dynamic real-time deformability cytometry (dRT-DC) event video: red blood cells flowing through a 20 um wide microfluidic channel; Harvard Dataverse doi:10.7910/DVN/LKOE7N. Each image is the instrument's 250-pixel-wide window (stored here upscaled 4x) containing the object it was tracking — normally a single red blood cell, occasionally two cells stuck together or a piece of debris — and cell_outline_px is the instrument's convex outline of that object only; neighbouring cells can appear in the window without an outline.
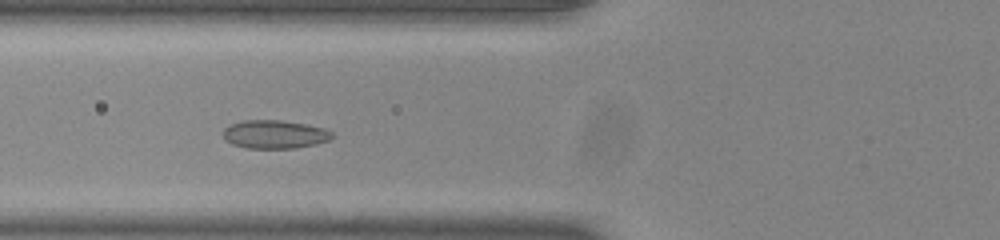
{"species": "common noctule bat (a hibernating species)", "species_latin": "Nyctalus noctula", "temperature_condition": "room temperature", "stored_images_in_passage": 47, "camera_frame_rate_fps": 3000, "um_per_image_px": 0.085, "animal": {"sex": "male", "body_mass_g": 20.0, "forearm_length_mm": 53.3}, "frame": {"image": 1, "passage_image": 15, "time_ms": 4.667, "image_size_px": [1000, 240], "cell_outline_px": [[332, 136], [328, 140], [296, 148], [248, 148], [232, 144], [224, 140], [224, 128], [228, 124], [244, 120], [280, 120], [308, 124], [324, 128], [332, 132]], "centroid_in_image_um": [23.3, 11.4], "position_along_channel_um": 102.5, "area_um2": 17.98}}
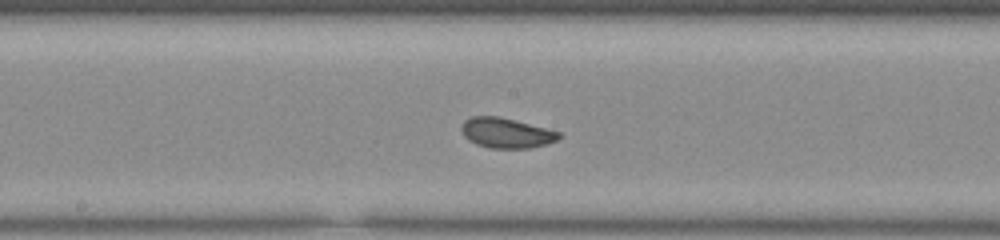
{"frame": {"image": 2, "passage_image": 23, "time_ms": 7.333, "image_size_px": [1000, 240], "cell_outline_px": [[560, 136], [556, 140], [548, 144], [532, 148], [488, 148], [476, 144], [468, 140], [464, 136], [460, 128], [464, 120], [472, 116], [496, 116], [560, 132]], "centroid_in_image_um": [42.99, 11.32], "position_along_channel_um": 205.2, "area_um2": 16.94}}
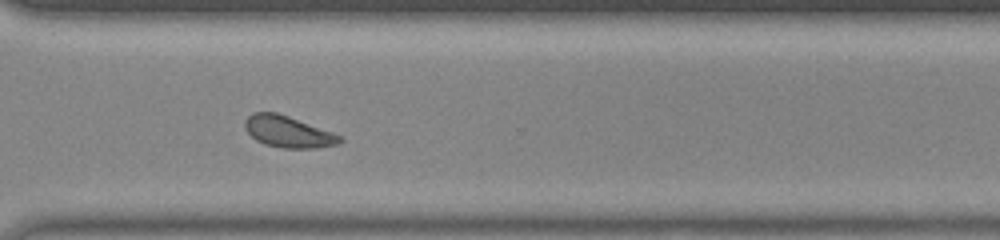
{"frame": {"image": 3, "passage_image": 34, "time_ms": 11.0, "image_size_px": [1000, 240], "cell_outline_px": [[344, 140], [340, 144], [316, 148], [280, 148], [264, 144], [256, 140], [244, 128], [244, 120], [252, 112], [276, 112], [288, 116], [332, 132], [340, 136]], "centroid_in_image_um": [24.47, 11.2], "position_along_channel_um": 346.1, "area_um2": 17.46}, "authors_computed_cell_mechanics": {"area_um2": 17.3978, "velocity_mm_per_s": 3.8483, "shape_relaxation_time_tau1_ms": 3.6355, "shape_relaxation_time_tau2_ms": 1.0652, "deformation_change_tau1": 0.0775, "deformation_change_tau2": 0.0448}}